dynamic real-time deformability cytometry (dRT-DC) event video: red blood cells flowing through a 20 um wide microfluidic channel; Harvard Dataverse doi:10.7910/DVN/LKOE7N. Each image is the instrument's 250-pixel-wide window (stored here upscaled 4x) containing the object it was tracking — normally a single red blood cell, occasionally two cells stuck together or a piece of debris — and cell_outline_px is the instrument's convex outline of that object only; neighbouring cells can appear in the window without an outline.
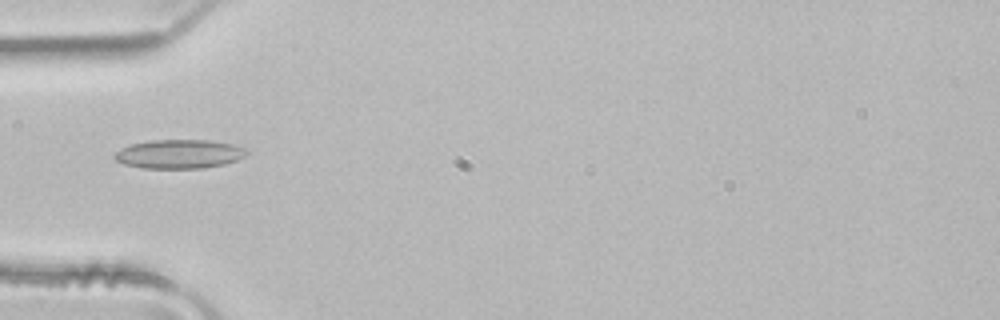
{"species": "common noctule bat (a hibernating species)", "species_latin": "Nyctalus noctula", "temperature_condition": "room temperature", "stored_images_in_passage": 3, "camera_frame_rate_fps": 3000, "um_per_image_px": 0.085, "animal": {"sex": "male", "body_mass_g": 21.5, "forearm_length_mm": 52.0}, "frame": {"image": 1, "passage_image": 3, "time_ms": 0.667, "image_size_px": [1000, 320], "cell_outline_px": [[248, 152], [244, 156], [236, 160], [224, 164], [204, 168], [144, 168], [124, 164], [116, 160], [112, 156], [120, 148], [132, 144], [152, 140], [208, 140], [232, 144], [244, 148]], "centroid_in_image_um": [15.21, 13.09], "position_along_channel_um": 69.8, "area_um2": 22.14}}